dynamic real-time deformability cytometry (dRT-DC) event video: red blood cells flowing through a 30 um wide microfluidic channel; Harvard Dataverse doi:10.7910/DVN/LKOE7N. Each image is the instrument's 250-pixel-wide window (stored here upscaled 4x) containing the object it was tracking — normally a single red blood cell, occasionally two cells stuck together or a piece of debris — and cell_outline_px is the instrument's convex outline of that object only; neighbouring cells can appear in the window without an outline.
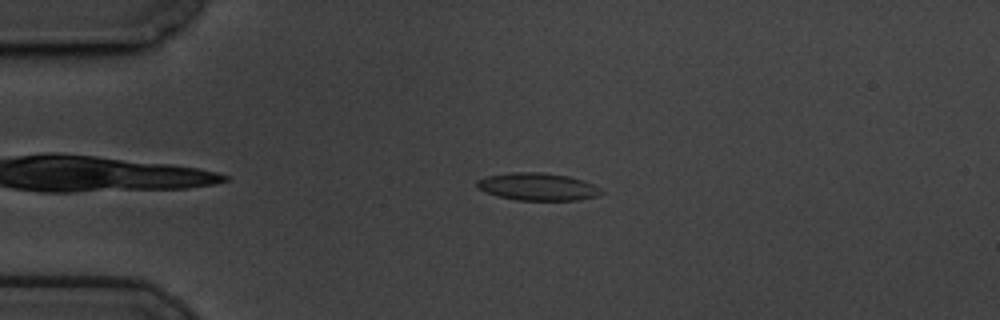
{"species": "common noctule bat (a hibernating species)", "species_latin": "Nyctalus noctula", "temperature_condition": "cold", "stored_images_in_passage": 51, "camera_frame_rate_fps": 3000, "um_per_image_px": 0.085, "animal": {"sex": "male", "body_mass_g": 19.5, "forearm_length_mm": 54.6}, "frame": {"image": 1, "passage_image": 6, "time_ms": 1.667, "image_size_px": [1000, 320], "cell_outline_px": [[604, 192], [596, 196], [576, 200], [516, 200], [500, 196], [476, 188], [476, 180], [488, 176], [512, 172], [540, 172], [568, 176], [584, 180], [600, 188]], "centroid_in_image_um": [45.71, 15.86], "position_along_channel_um": 39.3, "area_um2": 19.77}}
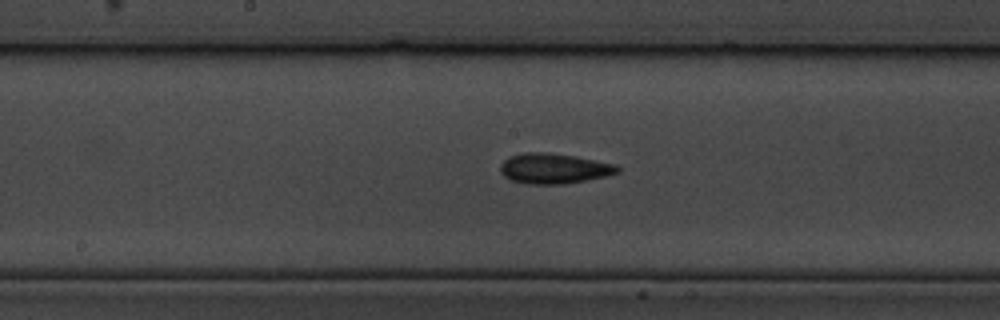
{"frame": {"image": 2, "passage_image": 23, "time_ms": 7.333, "image_size_px": [1000, 320], "cell_outline_px": [[620, 172], [604, 176], [564, 184], [528, 184], [512, 180], [504, 176], [500, 172], [500, 164], [508, 156], [520, 152], [552, 152], [576, 156], [616, 164], [620, 168]], "centroid_in_image_um": [47.05, 14.3], "position_along_channel_um": 201.1, "area_um2": 20.87}}
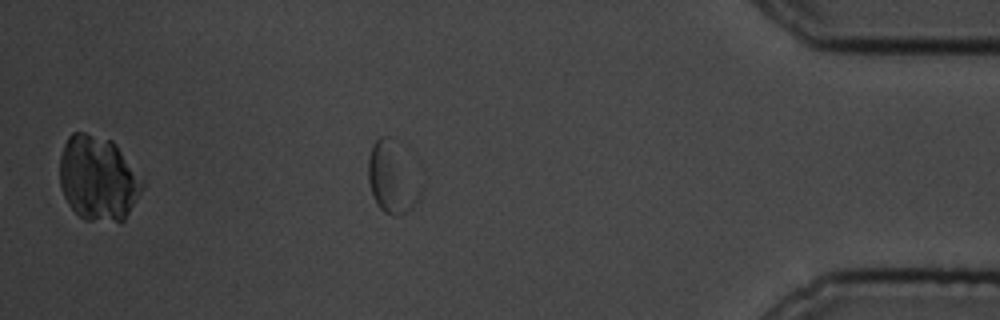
{"frame": {"image": 3, "passage_image": 44, "time_ms": 14.333, "image_size_px": [1000, 320], "cell_outline_px": [[424, 188], [420, 196], [404, 212], [396, 216], [392, 216], [384, 212], [380, 208], [372, 196], [368, 180], [368, 160], [372, 144], [380, 136], [388, 136], [424, 184]], "centroid_in_image_um": [33.32, 15.14], "position_along_channel_um": 401.9, "area_um2": 21.33}, "authors_computed_cell_mechanics": {"area_um2": 19.5942, "velocity_mm_per_s": 3.4073, "shape_relaxation_time_tau1_ms": 1.8222, "shape_relaxation_time_tau2_ms": 4.7533, "deformation_change_tau1": 0.0668, "deformation_change_tau2": 0.12}}